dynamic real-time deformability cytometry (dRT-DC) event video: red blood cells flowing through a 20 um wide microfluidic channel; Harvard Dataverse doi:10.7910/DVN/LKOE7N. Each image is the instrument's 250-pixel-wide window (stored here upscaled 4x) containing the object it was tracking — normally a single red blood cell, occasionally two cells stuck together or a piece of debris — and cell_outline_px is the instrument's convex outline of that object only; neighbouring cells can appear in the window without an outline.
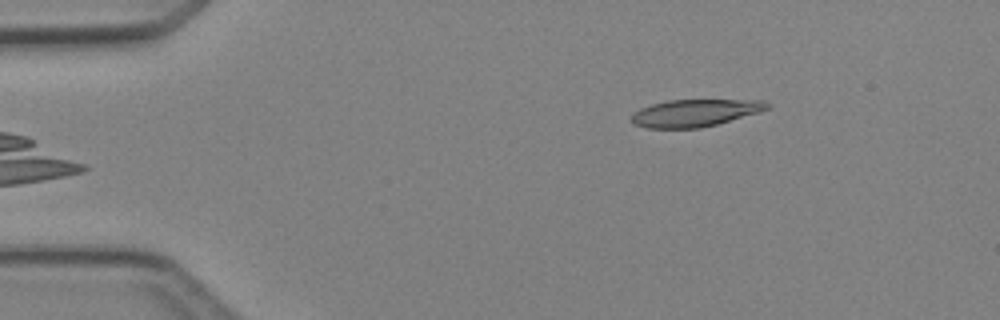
{"species": "Egyptian fruit bat (a non-hibernating species)", "species_latin": "Rousettus aegyptiacus", "temperature_condition": "cold", "stored_images_in_passage": 3, "camera_frame_rate_fps": 3000, "um_per_image_px": 0.085, "animal": {"sex": "female"}, "frame": {"image": 1, "passage_image": 3, "time_ms": 3.333, "image_size_px": [1000, 320], "cell_outline_px": [[768, 108], [760, 112], [716, 124], [700, 128], [648, 128], [636, 124], [632, 120], [632, 116], [640, 108], [652, 104], [668, 100], [764, 100], [768, 104]], "centroid_in_image_um": [59.09, 9.59], "position_along_channel_um": 25.9, "area_um2": 21.21}}